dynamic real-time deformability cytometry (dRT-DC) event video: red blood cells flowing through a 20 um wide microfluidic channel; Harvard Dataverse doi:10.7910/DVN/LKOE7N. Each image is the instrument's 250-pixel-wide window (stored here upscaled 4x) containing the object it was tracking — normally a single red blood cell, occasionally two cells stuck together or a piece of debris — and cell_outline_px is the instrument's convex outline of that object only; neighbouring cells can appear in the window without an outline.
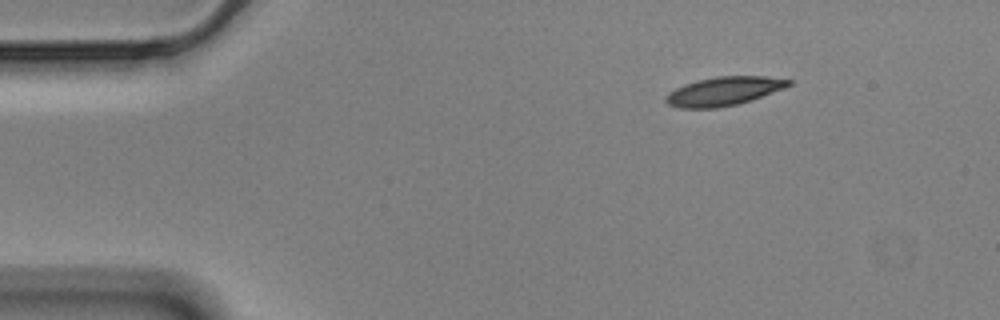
{"species": "Egyptian fruit bat (a non-hibernating species)", "species_latin": "Rousettus aegyptiacus", "temperature_condition": "cold", "stored_images_in_passage": 50, "camera_frame_rate_fps": 3000, "um_per_image_px": 0.085, "animal": {"sex": "male"}, "frame": {"image": 1, "passage_image": 1, "time_ms": 0.0, "image_size_px": [1000, 320], "cell_outline_px": [[792, 84], [784, 88], [752, 100], [736, 104], [716, 108], [680, 108], [668, 104], [664, 100], [664, 96], [668, 92], [684, 84], [696, 80], [716, 76], [764, 76], [792, 80]], "centroid_in_image_um": [61.49, 7.75], "position_along_channel_um": 23.5, "area_um2": 20.63}}
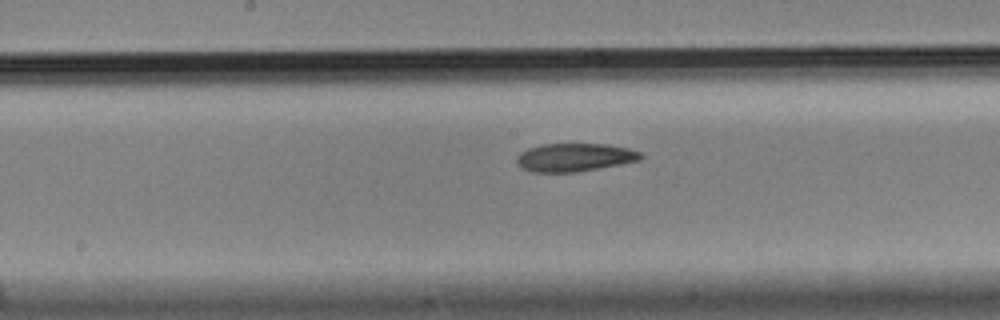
{"frame": {"image": 2, "passage_image": 22, "time_ms": 7.0, "image_size_px": [1000, 320], "cell_outline_px": [[644, 156], [640, 160], [620, 164], [576, 172], [532, 172], [520, 168], [516, 164], [516, 160], [520, 152], [528, 148], [540, 144], [604, 144], [628, 148], [640, 152]], "centroid_in_image_um": [48.8, 13.38], "position_along_channel_um": 199.4, "area_um2": 20.4}}
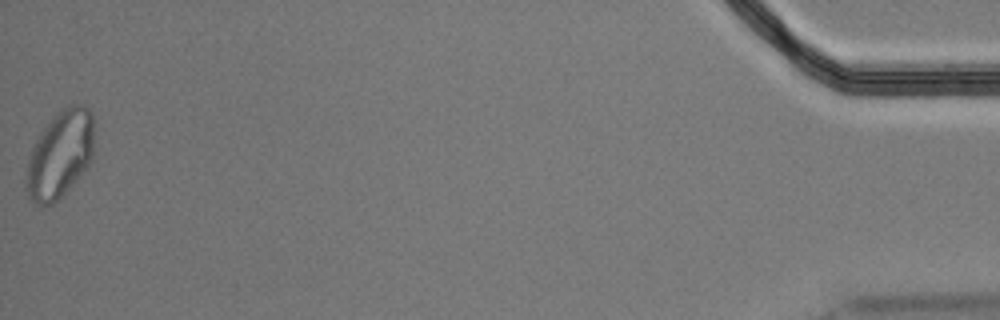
{"frame": {"image": 3, "passage_image": 50, "time_ms": 16.333, "image_size_px": [1000, 320], "cell_outline_px": [[92, 160], [88, 168], [52, 204], [40, 208], [28, 196], [24, 184], [28, 160], [32, 148], [40, 132], [60, 108], [68, 104], [84, 104], [92, 112]], "centroid_in_image_um": [5.08, 13.12], "position_along_channel_um": 430.1, "area_um2": 34.74}, "authors_computed_cell_mechanics": {"area_um2": 21.2126, "velocity_mm_per_s": 3.5119, "shape_relaxation_time_tau1_ms": null, "shape_relaxation_time_tau2_ms": 4.9067, "deformation_change_tau1": null, "deformation_change_tau2": 0.1074}}